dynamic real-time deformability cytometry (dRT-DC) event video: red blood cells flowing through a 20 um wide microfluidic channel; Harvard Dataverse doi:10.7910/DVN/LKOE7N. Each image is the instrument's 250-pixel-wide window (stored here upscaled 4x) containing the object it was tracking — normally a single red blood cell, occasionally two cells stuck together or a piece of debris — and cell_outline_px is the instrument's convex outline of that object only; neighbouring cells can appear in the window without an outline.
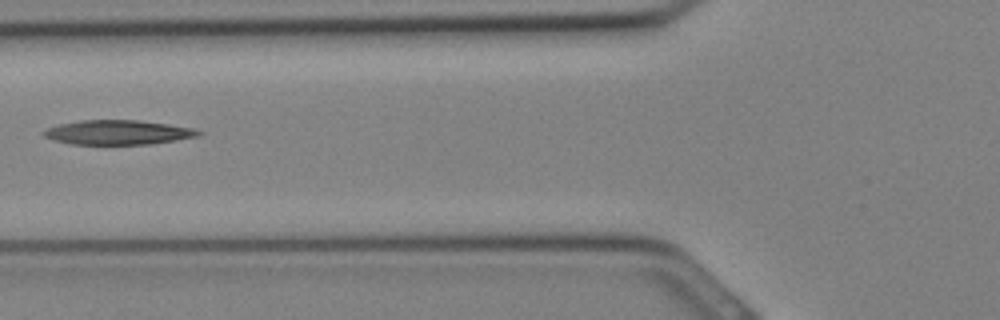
{"species": "Egyptian fruit bat (a non-hibernating species)", "species_latin": "Rousettus aegyptiacus", "temperature_condition": "cold", "stored_images_in_passage": 17, "camera_frame_rate_fps": 3000, "um_per_image_px": 0.085, "animal": {"sex": "female"}, "frame": {"image": 1, "passage_image": 12, "time_ms": 3.667, "image_size_px": [1000, 320], "cell_outline_px": [[204, 132], [200, 136], [152, 144], [72, 144], [52, 140], [44, 136], [40, 132], [48, 128], [60, 124], [80, 120], [140, 120], [168, 124], [192, 128]], "centroid_in_image_um": [10.03, 11.25], "position_along_channel_um": 115.8, "area_um2": 22.14}}
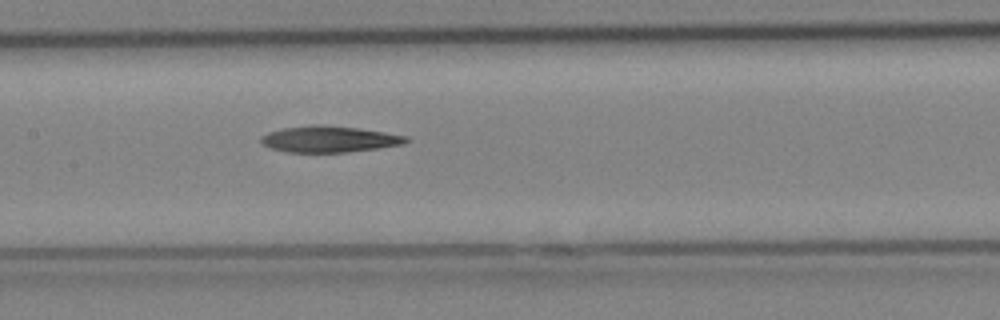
{"frame": {"image": 2, "passage_image": 15, "time_ms": 4.667, "image_size_px": [1000, 320], "cell_outline_px": [[412, 140], [404, 144], [380, 148], [348, 152], [288, 152], [272, 148], [260, 144], [260, 136], [268, 132], [284, 128], [316, 124], [320, 124], [356, 128], [384, 132], [408, 136]], "centroid_in_image_um": [28.0, 11.83], "position_along_channel_um": 179.4, "area_um2": 22.31}}
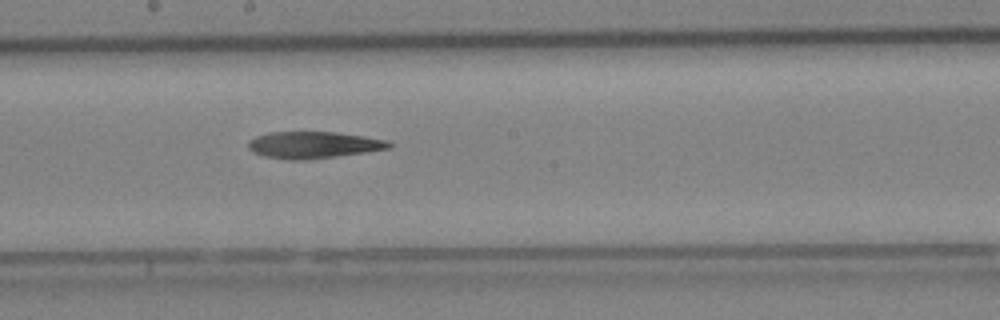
{"frame": {"image": 3, "passage_image": 17, "time_ms": 5.333, "image_size_px": [1000, 320], "cell_outline_px": [[392, 148], [336, 156], [296, 160], [288, 160], [264, 156], [248, 148], [248, 140], [256, 136], [268, 132], [336, 132], [364, 136], [388, 140], [392, 144]], "centroid_in_image_um": [26.65, 12.3], "position_along_channel_um": 221.6, "area_um2": 21.79}}